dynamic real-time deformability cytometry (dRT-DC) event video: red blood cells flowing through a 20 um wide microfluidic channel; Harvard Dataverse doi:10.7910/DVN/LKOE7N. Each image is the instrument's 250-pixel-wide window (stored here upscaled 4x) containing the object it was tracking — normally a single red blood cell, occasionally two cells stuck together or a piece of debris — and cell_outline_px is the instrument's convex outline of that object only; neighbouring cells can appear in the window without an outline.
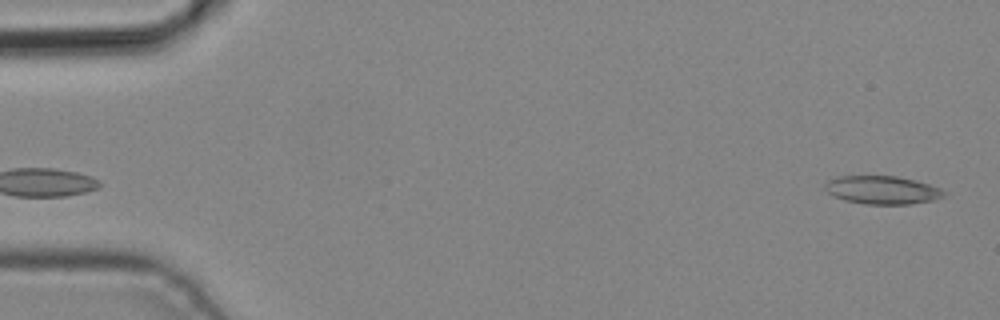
{"species": "common noctule bat (a hibernating species)", "species_latin": "Nyctalus noctula", "temperature_condition": "cold", "stored_images_in_passage": 3, "camera_frame_rate_fps": 3000, "um_per_image_px": 0.085, "animal": {"sex": "male", "body_mass_g": 19.2, "forearm_length_mm": 51.8}, "frame": {"image": 1, "passage_image": 3, "time_ms": 0.667, "image_size_px": [1000, 320], "cell_outline_px": [[948, 192], [944, 196], [932, 200], [912, 204], [864, 204], [844, 200], [832, 196], [824, 188], [824, 184], [828, 180], [836, 176], [896, 176], [916, 180], [940, 188]], "centroid_in_image_um": [74.97, 16.15], "position_along_channel_um": 10.0, "area_um2": 19.71}}